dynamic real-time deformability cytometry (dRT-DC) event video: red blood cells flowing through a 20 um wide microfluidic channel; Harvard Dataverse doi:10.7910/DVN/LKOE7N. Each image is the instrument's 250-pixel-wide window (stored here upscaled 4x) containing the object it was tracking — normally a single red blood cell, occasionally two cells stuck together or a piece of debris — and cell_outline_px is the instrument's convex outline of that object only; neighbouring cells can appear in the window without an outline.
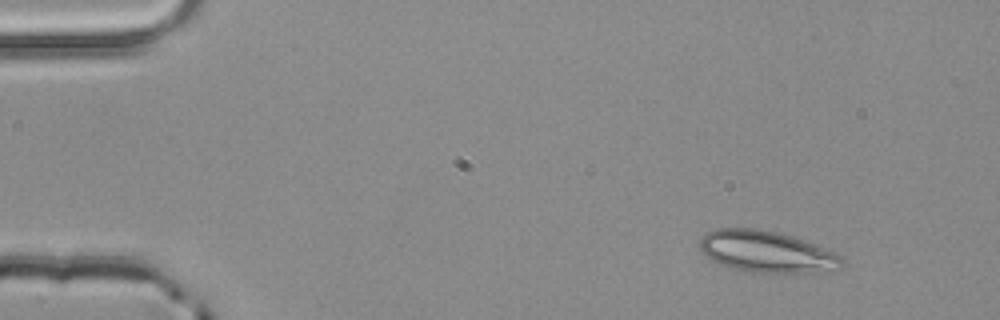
{"species": "common noctule bat (a hibernating species)", "species_latin": "Nyctalus noctula", "temperature_condition": "room temperature", "stored_images_in_passage": 3, "camera_frame_rate_fps": 3000, "um_per_image_px": 0.085, "animal": {"sex": "male", "body_mass_g": 20.4}, "frame": {"image": 1, "passage_image": 1, "time_ms": 0.0, "image_size_px": [1000, 320], "cell_outline_px": [[844, 260], [840, 268], [812, 272], [748, 272], [728, 268], [712, 260], [700, 248], [700, 240], [704, 232], [716, 228], [756, 228], [776, 232], [792, 236], [836, 252]], "centroid_in_image_um": [65.13, 21.38], "position_along_channel_um": 19.9, "area_um2": 34.28}}